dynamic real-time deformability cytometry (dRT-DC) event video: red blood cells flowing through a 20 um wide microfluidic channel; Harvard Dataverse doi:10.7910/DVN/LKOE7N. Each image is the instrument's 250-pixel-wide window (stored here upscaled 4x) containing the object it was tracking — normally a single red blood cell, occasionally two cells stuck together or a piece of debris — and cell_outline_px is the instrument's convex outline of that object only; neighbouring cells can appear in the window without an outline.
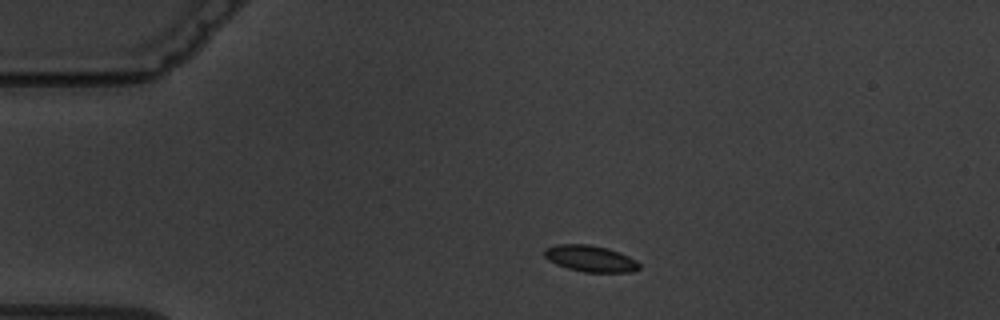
{"species": "common noctule bat (a hibernating species)", "species_latin": "Nyctalus noctula", "temperature_condition": "warm", "stored_images_in_passage": 9, "camera_frame_rate_fps": 3000, "um_per_image_px": 0.085, "animal": {"sex": "male", "body_mass_g": 19.5, "forearm_length_mm": 54.6}, "frame": {"image": 1, "passage_image": 1, "time_ms": 0.0, "image_size_px": [1000, 320], "cell_outline_px": [[640, 268], [632, 272], [584, 272], [568, 268], [556, 264], [548, 260], [544, 256], [544, 248], [556, 244], [588, 244], [608, 248], [628, 256], [636, 260], [640, 264]], "centroid_in_image_um": [50.17, 21.97], "position_along_channel_um": 34.8, "area_um2": 14.62}}
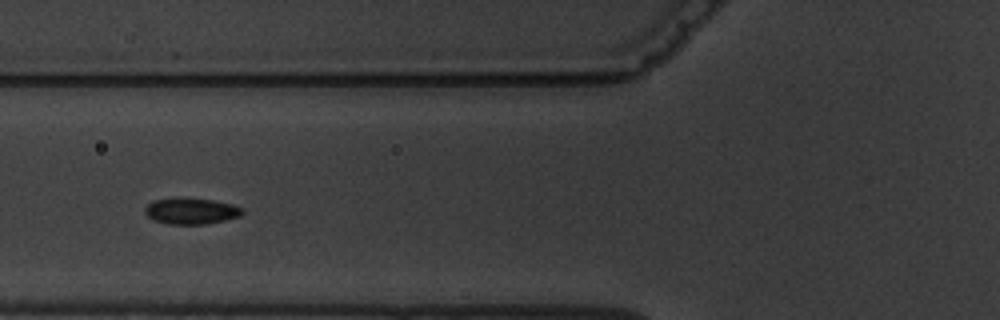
{"frame": {"image": 2, "passage_image": 4, "time_ms": 3.333, "image_size_px": [1000, 320], "cell_outline_px": [[244, 212], [240, 216], [224, 220], [204, 224], [168, 224], [156, 220], [148, 216], [144, 212], [144, 208], [152, 200], [212, 200], [232, 204], [244, 208]], "centroid_in_image_um": [16.28, 17.97], "position_along_channel_um": 109.5, "area_um2": 14.22}}
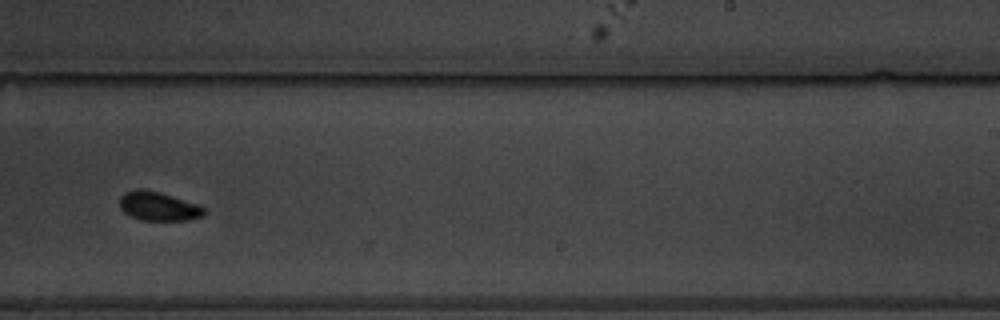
{"frame": {"image": 3, "passage_image": 8, "time_ms": 8.0, "image_size_px": [1000, 320], "cell_outline_px": [[208, 212], [204, 216], [188, 220], [140, 220], [124, 212], [120, 208], [120, 196], [124, 192], [136, 188], [140, 188], [160, 192], [200, 204], [208, 208]], "centroid_in_image_um": [13.53, 17.52], "position_along_channel_um": 275.5, "area_um2": 14.62}}